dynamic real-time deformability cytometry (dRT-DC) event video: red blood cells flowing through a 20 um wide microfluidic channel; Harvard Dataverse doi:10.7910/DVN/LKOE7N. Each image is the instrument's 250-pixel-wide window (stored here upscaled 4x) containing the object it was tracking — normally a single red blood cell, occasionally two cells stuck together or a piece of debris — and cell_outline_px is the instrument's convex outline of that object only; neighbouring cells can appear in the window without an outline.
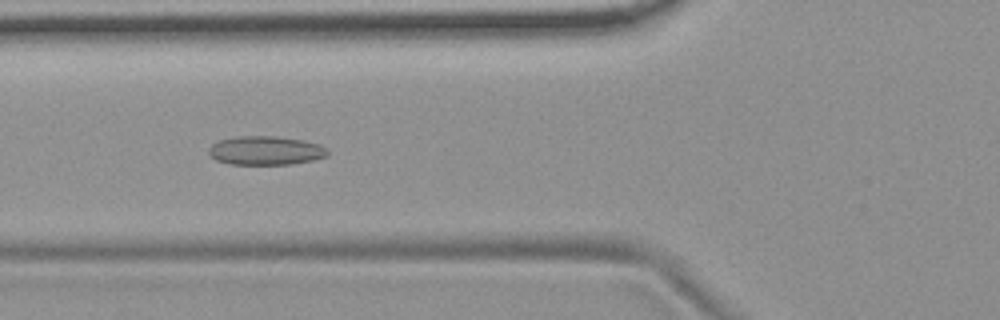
{"species": "common noctule bat (a hibernating species)", "species_latin": "Nyctalus noctula", "temperature_condition": "room temperature", "stored_images_in_passage": 11, "camera_frame_rate_fps": 3000, "um_per_image_px": 0.085, "animal": {"sex": "female", "body_mass_g": 19.9}, "frame": {"image": 1, "passage_image": 8, "time_ms": 2.333, "image_size_px": [1000, 320], "cell_outline_px": [[328, 152], [324, 156], [312, 160], [292, 164], [228, 164], [216, 160], [208, 152], [208, 148], [212, 144], [220, 140], [236, 136], [276, 136], [304, 140], [320, 144], [328, 148]], "centroid_in_image_um": [22.57, 12.79], "position_along_channel_um": 103.2, "area_um2": 20.0}}